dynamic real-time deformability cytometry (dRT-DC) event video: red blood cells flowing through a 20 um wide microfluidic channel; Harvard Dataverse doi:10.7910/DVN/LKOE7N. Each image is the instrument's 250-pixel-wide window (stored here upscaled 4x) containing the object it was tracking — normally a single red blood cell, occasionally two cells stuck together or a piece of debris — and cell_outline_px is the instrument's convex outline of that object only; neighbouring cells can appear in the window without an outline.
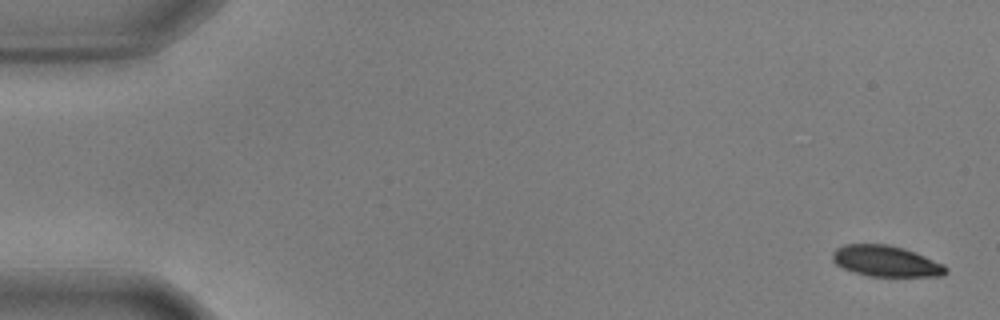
{"species": "common noctule bat (a hibernating species)", "species_latin": "Nyctalus noctula", "temperature_condition": "warm", "stored_images_in_passage": 20, "camera_frame_rate_fps": 3000, "um_per_image_px": 0.085, "animal": {"sex": "male", "body_mass_g": 17.9, "forearm_length_mm": 54.2}, "frame": {"image": 1, "passage_image": 1, "time_ms": 0.0, "image_size_px": [1000, 320], "cell_outline_px": [[948, 272], [940, 276], [868, 276], [844, 268], [836, 264], [832, 260], [832, 252], [836, 248], [844, 244], [888, 244], [904, 248], [944, 264], [948, 268]], "centroid_in_image_um": [75.3, 22.19], "position_along_channel_um": 9.7, "area_um2": 20.4}}
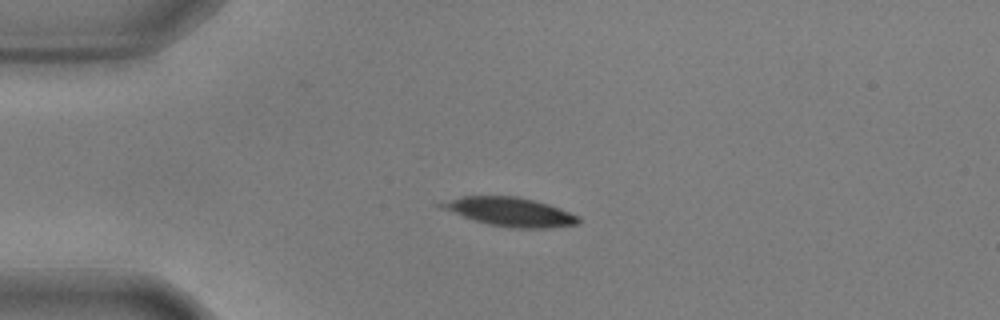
{"frame": {"image": 2, "passage_image": 13, "time_ms": 4.0, "image_size_px": [1000, 320], "cell_outline_px": [[580, 220], [576, 224], [548, 228], [512, 228], [488, 224], [472, 220], [440, 208], [436, 204], [460, 196], [516, 196], [548, 204], [560, 208], [580, 216]], "centroid_in_image_um": [43.33, 18.01], "position_along_channel_um": 41.7, "area_um2": 23.0}}
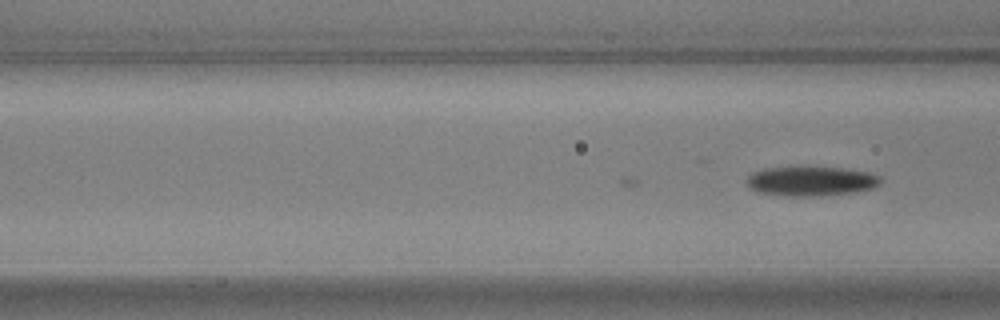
{"frame": {"image": 3, "passage_image": 20, "time_ms": 6.333, "image_size_px": [1000, 320], "cell_outline_px": [[884, 180], [876, 188], [856, 192], [820, 196], [788, 196], [756, 192], [748, 184], [748, 176], [752, 172], [764, 168], [844, 168], [868, 172], [880, 176]], "centroid_in_image_um": [69.01, 15.41], "position_along_channel_um": 97.6, "area_um2": 23.0}}